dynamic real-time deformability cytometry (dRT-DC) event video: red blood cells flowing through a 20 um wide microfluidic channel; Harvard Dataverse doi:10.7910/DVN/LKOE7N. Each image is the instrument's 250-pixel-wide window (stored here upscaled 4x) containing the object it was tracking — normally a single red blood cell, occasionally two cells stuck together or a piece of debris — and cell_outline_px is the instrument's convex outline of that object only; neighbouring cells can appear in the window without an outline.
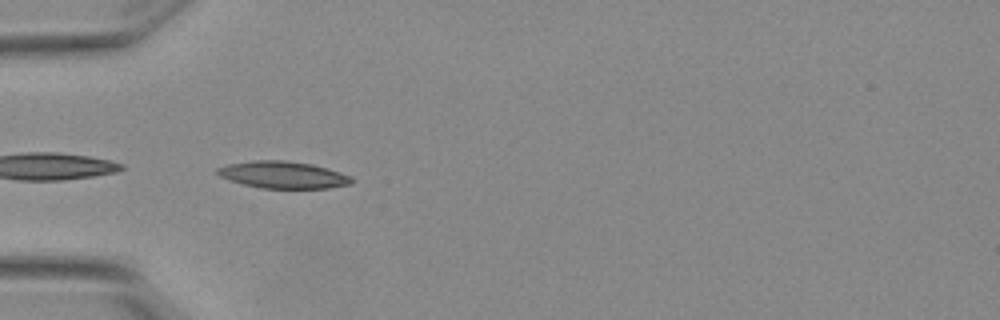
{"species": "Egyptian fruit bat (a non-hibernating species)", "species_latin": "Rousettus aegyptiacus", "temperature_condition": "warm", "stored_images_in_passage": 7, "camera_frame_rate_fps": 3000, "um_per_image_px": 0.085, "animal": {"sex": "female"}, "frame": {"image": 1, "passage_image": 1, "time_ms": 0.0, "image_size_px": [1000, 320], "cell_outline_px": [[352, 180], [348, 184], [328, 188], [260, 188], [244, 184], [220, 176], [216, 172], [216, 168], [228, 164], [252, 160], [284, 160], [312, 164], [340, 172], [352, 176]], "centroid_in_image_um": [24.04, 14.85], "position_along_channel_um": 61.0, "area_um2": 20.92}}
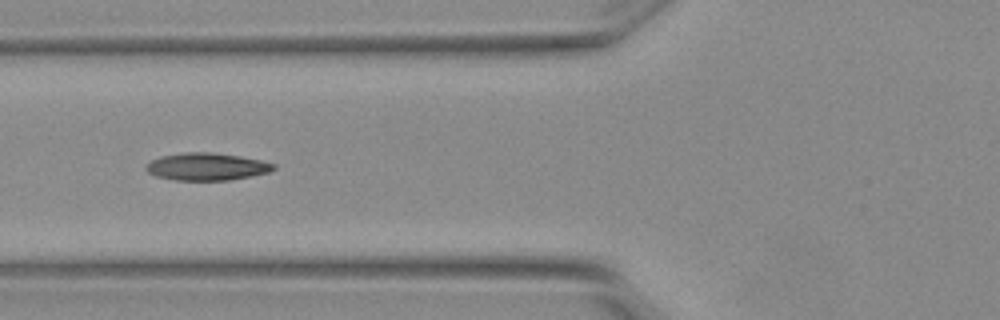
{"frame": {"image": 2, "passage_image": 5, "time_ms": 1.333, "image_size_px": [1000, 320], "cell_outline_px": [[276, 168], [268, 172], [228, 180], [176, 180], [156, 176], [148, 172], [144, 168], [152, 160], [160, 156], [184, 152], [212, 152], [240, 156], [260, 160], [276, 164]], "centroid_in_image_um": [17.56, 14.15], "position_along_channel_um": 108.2, "area_um2": 20.23}}